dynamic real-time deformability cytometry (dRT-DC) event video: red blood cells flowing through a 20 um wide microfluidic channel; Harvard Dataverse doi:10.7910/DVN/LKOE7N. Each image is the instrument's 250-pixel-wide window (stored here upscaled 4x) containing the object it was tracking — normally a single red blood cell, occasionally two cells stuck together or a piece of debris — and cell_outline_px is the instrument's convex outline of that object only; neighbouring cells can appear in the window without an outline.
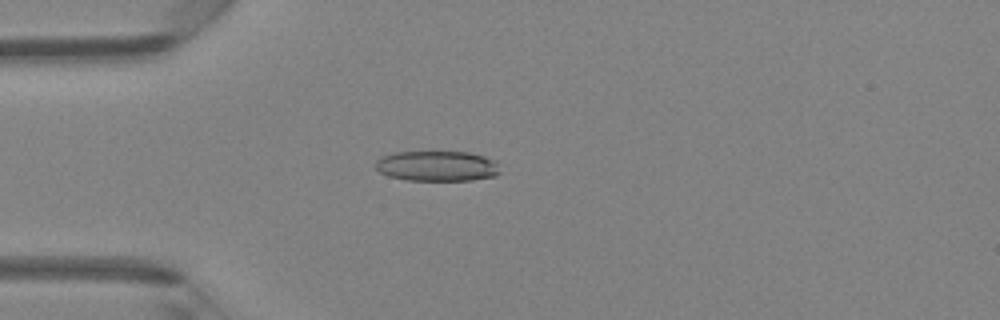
{"species": "Egyptian fruit bat (a non-hibernating species)", "species_latin": "Rousettus aegyptiacus", "temperature_condition": "room temperature", "stored_images_in_passage": 46, "camera_frame_rate_fps": 3000, "um_per_image_px": 0.085, "animal": {"sex": "female"}, "frame": {"image": 1, "passage_image": 12, "time_ms": 3.667, "image_size_px": [1000, 320], "cell_outline_px": [[500, 172], [496, 176], [472, 180], [404, 180], [388, 176], [380, 172], [372, 164], [380, 156], [392, 152], [432, 148], [468, 152], [484, 156], [496, 160]], "centroid_in_image_um": [37.09, 14.05], "position_along_channel_um": 47.9, "area_um2": 23.41}}
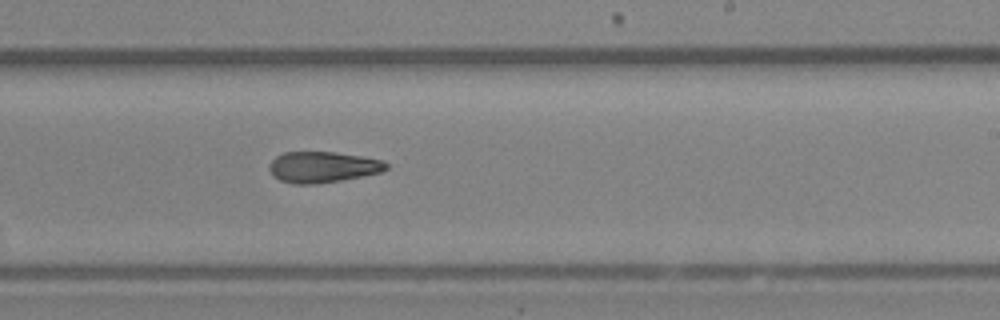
{"frame": {"image": 2, "passage_image": 28, "time_ms": 9.0, "image_size_px": [1000, 320], "cell_outline_px": [[388, 168], [380, 172], [340, 180], [312, 184], [292, 184], [280, 180], [272, 176], [268, 168], [268, 164], [276, 156], [284, 152], [336, 152], [364, 156], [384, 160], [388, 164]], "centroid_in_image_um": [27.4, 14.19], "position_along_channel_um": 261.6, "area_um2": 21.21}}
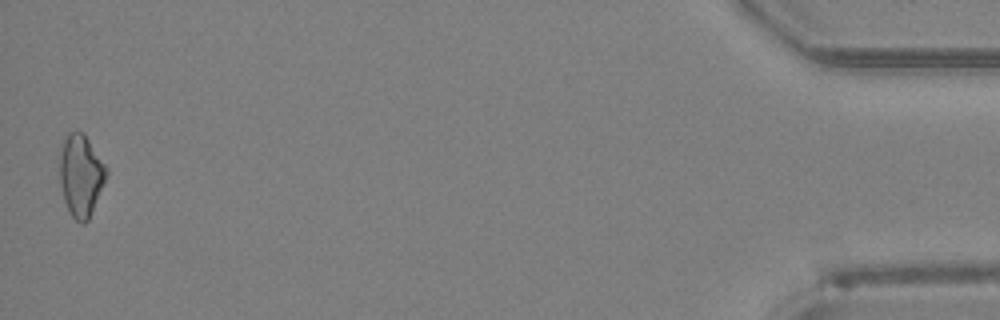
{"frame": {"image": 3, "passage_image": 46, "time_ms": 15.0, "image_size_px": [1000, 320], "cell_outline_px": [[108, 176], [88, 220], [84, 224], [80, 224], [68, 212], [64, 200], [60, 184], [60, 144], [68, 132], [84, 132], [108, 168]], "centroid_in_image_um": [6.88, 14.9], "position_along_channel_um": 428.3, "area_um2": 22.66}, "authors_computed_cell_mechanics": {"area_um2": 21.964, "velocity_mm_per_s": 4.3056, "shape_relaxation_time_tau1_ms": null, "shape_relaxation_time_tau2_ms": 9.4619, "deformation_change_tau1": null, "deformation_change_tau2": 0.2253}}